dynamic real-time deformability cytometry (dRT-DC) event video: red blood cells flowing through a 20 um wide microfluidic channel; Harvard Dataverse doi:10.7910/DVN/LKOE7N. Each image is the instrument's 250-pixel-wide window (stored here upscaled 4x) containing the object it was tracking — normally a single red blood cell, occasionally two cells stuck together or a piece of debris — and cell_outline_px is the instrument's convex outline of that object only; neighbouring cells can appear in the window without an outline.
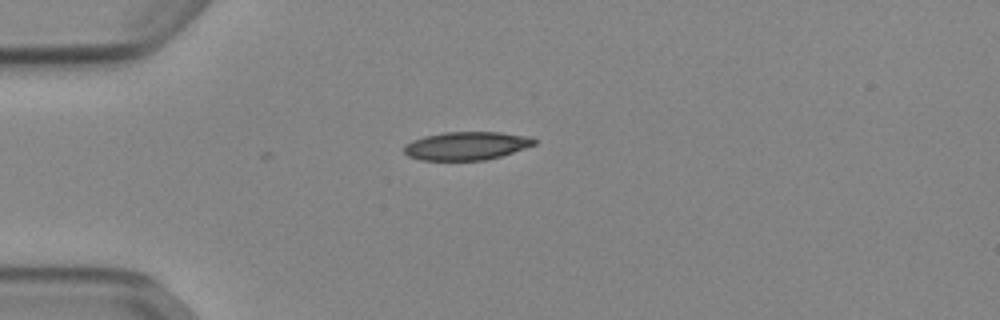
{"species": "Egyptian fruit bat (a non-hibernating species)", "species_latin": "Rousettus aegyptiacus", "temperature_condition": "cold", "stored_images_in_passage": 2, "camera_frame_rate_fps": 3000, "um_per_image_px": 0.085, "animal": {"sex": "female"}, "frame": {"image": 1, "passage_image": 2, "time_ms": 0.333, "image_size_px": [1000, 320], "cell_outline_px": [[536, 144], [500, 156], [484, 160], [420, 160], [408, 156], [404, 152], [404, 144], [412, 140], [424, 136], [444, 132], [500, 132], [532, 136], [536, 140]], "centroid_in_image_um": [39.64, 12.38], "position_along_channel_um": 45.4, "area_um2": 21.5}}